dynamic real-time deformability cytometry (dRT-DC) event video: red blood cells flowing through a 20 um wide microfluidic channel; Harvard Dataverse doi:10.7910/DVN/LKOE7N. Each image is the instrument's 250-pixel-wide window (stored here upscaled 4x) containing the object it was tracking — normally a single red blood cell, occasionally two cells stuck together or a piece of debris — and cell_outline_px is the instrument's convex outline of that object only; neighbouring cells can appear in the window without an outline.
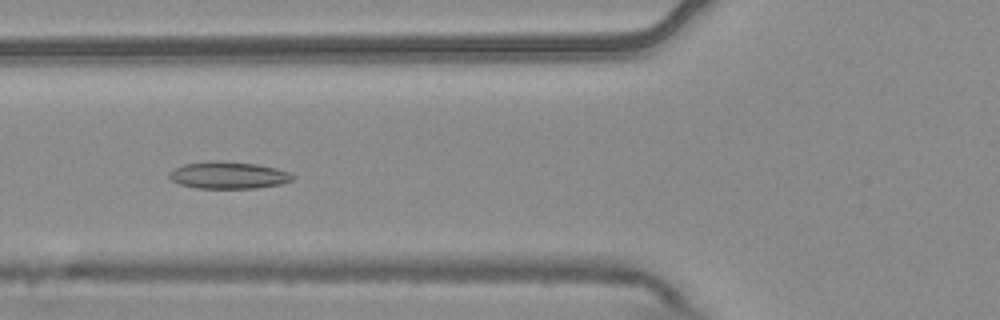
{"species": "common noctule bat (a hibernating species)", "species_latin": "Nyctalus noctula", "temperature_condition": "warm", "stored_images_in_passage": 9, "camera_frame_rate_fps": 3000, "um_per_image_px": 0.085, "animal": {"sex": "male", "body_mass_g": 20.4}, "frame": {"image": 1, "passage_image": 6, "time_ms": 1.667, "image_size_px": [1000, 320], "cell_outline_px": [[296, 176], [292, 180], [280, 184], [256, 188], [196, 188], [180, 184], [172, 180], [168, 176], [168, 172], [184, 164], [212, 160], [256, 164], [276, 168], [288, 172]], "centroid_in_image_um": [19.4, 14.89], "position_along_channel_um": 106.4, "area_um2": 19.36}}
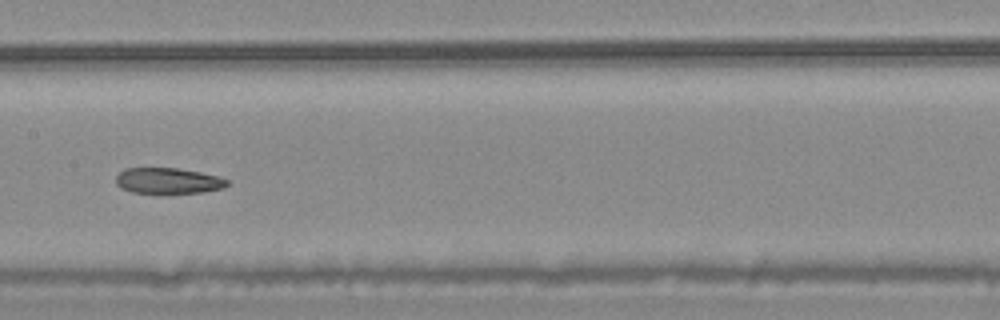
{"frame": {"image": 2, "passage_image": 8, "time_ms": 2.333, "image_size_px": [1000, 320], "cell_outline_px": [[228, 184], [224, 188], [204, 192], [160, 196], [132, 192], [120, 188], [116, 184], [116, 176], [124, 168], [176, 168], [200, 172], [220, 176], [228, 180]], "centroid_in_image_um": [14.28, 15.41], "position_along_channel_um": 193.1, "area_um2": 17.63}}
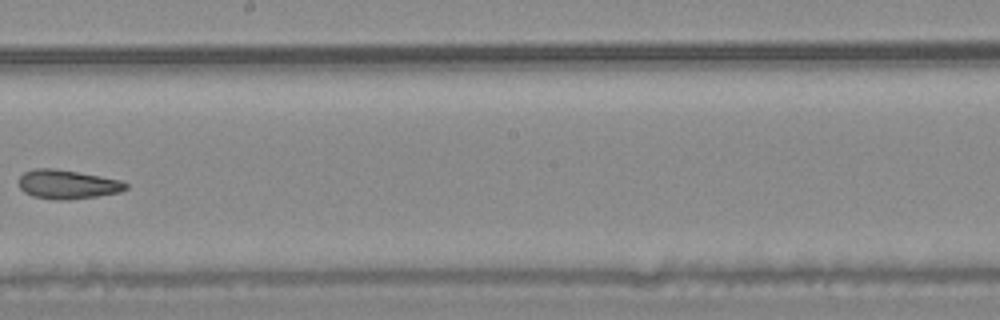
{"frame": {"image": 3, "passage_image": 9, "time_ms": 2.667, "image_size_px": [1000, 320], "cell_outline_px": [[128, 188], [120, 192], [96, 196], [68, 200], [56, 200], [32, 196], [24, 192], [20, 188], [20, 176], [24, 172], [32, 168], [56, 168], [100, 176], [120, 180], [128, 184]], "centroid_in_image_um": [5.72, 15.67], "position_along_channel_um": 242.5, "area_um2": 18.15}}